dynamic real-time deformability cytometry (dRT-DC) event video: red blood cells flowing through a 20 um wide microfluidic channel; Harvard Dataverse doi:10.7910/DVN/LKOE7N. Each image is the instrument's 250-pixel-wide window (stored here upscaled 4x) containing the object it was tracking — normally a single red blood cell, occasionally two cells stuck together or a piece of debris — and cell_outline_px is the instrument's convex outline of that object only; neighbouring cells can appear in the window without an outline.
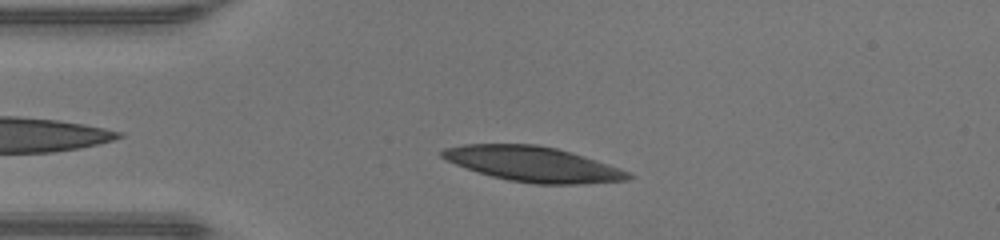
{"species": "human", "species_latin": "Homo sapiens", "temperature_condition": "warm", "stored_images_in_passage": 40, "camera_frame_rate_fps": 3000, "um_per_image_px": 0.085, "donor": {"sex": "male"}, "frame": {"image": 1, "passage_image": 4, "time_ms": 1.0, "image_size_px": [1000, 240], "cell_outline_px": [[632, 176], [628, 180], [580, 184], [536, 184], [508, 180], [492, 176], [456, 164], [440, 156], [440, 152], [444, 148], [464, 144], [536, 144], [556, 148], [628, 172]], "centroid_in_image_um": [45.24, 13.95], "position_along_channel_um": 39.8, "area_um2": 37.17}}
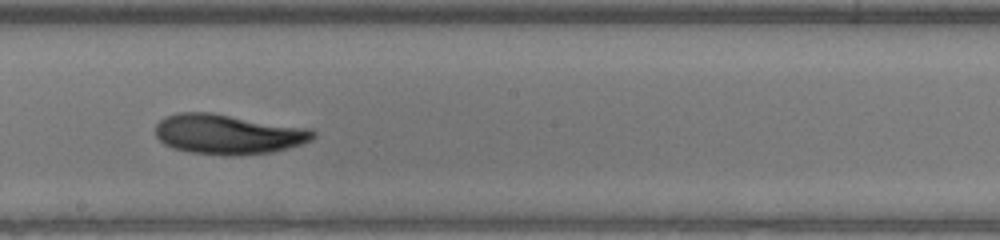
{"frame": {"image": 2, "passage_image": 19, "time_ms": 6.0, "image_size_px": [1000, 240], "cell_outline_px": [[316, 136], [312, 140], [288, 148], [272, 152], [228, 156], [192, 152], [172, 148], [164, 144], [156, 136], [156, 124], [164, 116], [176, 112], [212, 112], [308, 128], [316, 132]], "centroid_in_image_um": [19.37, 11.4], "position_along_channel_um": 228.8, "area_um2": 36.82}}
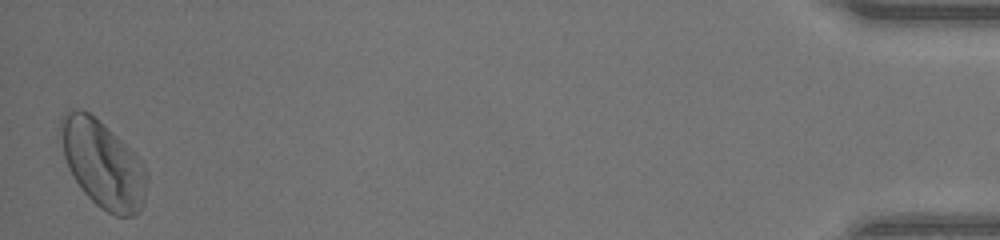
{"frame": {"image": 3, "passage_image": 40, "time_ms": 13.0, "image_size_px": [1000, 240], "cell_outline_px": [[148, 180], [144, 204], [132, 216], [116, 216], [100, 208], [84, 192], [68, 168], [64, 156], [60, 136], [60, 120], [64, 112], [72, 108], [80, 108], [88, 112], [120, 140], [144, 164], [148, 172]], "centroid_in_image_um": [8.73, 13.96], "position_along_channel_um": 426.5, "area_um2": 43.41}, "authors_computed_cell_mechanics": {"area_um2": 37.281, "velocity_mm_per_s": 4.2759, "shape_relaxation_time_tau1_ms": 4.3585, "shape_relaxation_time_tau2_ms": null, "deformation_change_tau1": 0.1578, "deformation_change_tau2": null}}